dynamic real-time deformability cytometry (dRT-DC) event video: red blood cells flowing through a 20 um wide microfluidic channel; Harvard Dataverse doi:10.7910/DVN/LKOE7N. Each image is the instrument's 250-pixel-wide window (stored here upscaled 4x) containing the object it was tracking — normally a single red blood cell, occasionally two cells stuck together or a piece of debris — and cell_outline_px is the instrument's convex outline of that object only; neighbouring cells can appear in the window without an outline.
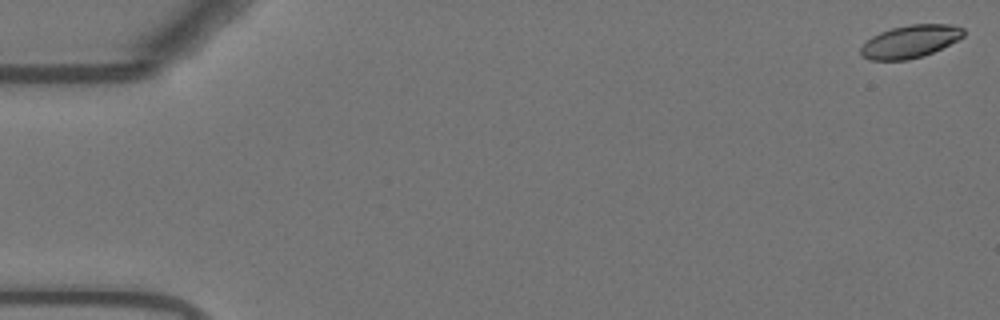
{"species": "Egyptian fruit bat (a non-hibernating species)", "species_latin": "Rousettus aegyptiacus", "temperature_condition": "warm", "stored_images_in_passage": 56, "camera_frame_rate_fps": 3000, "um_per_image_px": 0.085, "animal": {"sex": "female"}, "frame": {"image": 1, "passage_image": 1, "time_ms": 0.0, "image_size_px": [1000, 320], "cell_outline_px": [[964, 36], [924, 56], [908, 60], [868, 60], [860, 56], [860, 48], [872, 36], [880, 32], [892, 28], [908, 24], [952, 24], [964, 28]], "centroid_in_image_um": [77.34, 3.53], "position_along_channel_um": 7.7, "area_um2": 19.59}}
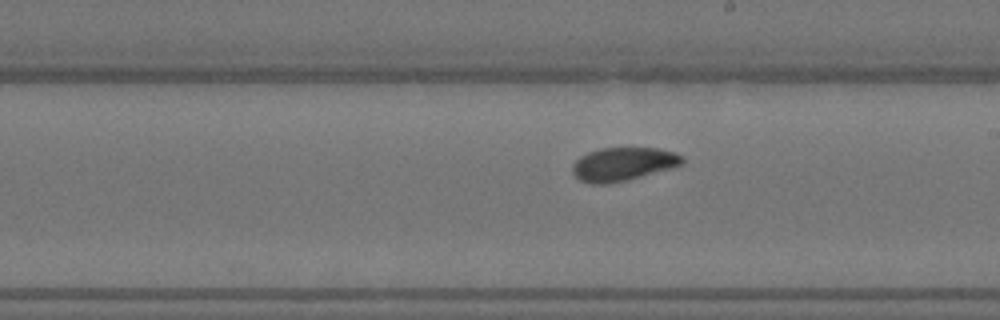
{"frame": {"image": 2, "passage_image": 32, "time_ms": 10.333, "image_size_px": [1000, 320], "cell_outline_px": [[684, 160], [680, 164], [672, 168], [628, 180], [608, 184], [588, 184], [580, 180], [572, 172], [572, 164], [580, 156], [588, 152], [600, 148], [660, 148], [676, 152], [684, 156]], "centroid_in_image_um": [52.96, 13.95], "position_along_channel_um": 236.0, "area_um2": 21.62}}
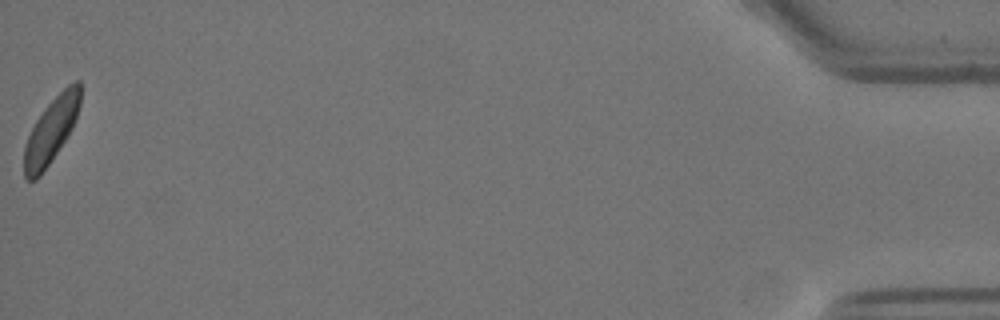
{"frame": {"image": 3, "passage_image": 56, "time_ms": 18.333, "image_size_px": [1000, 320], "cell_outline_px": [[80, 104], [72, 128], [40, 176], [36, 180], [28, 180], [24, 176], [24, 148], [28, 136], [36, 120], [44, 108], [68, 84], [76, 80], [80, 80]], "centroid_in_image_um": [4.33, 11.08], "position_along_channel_um": 430.9, "area_um2": 20.75}, "authors_computed_cell_mechanics": {"area_um2": 21.1259, "velocity_mm_per_s": 3.6564, "shape_relaxation_time_tau1_ms": 2.421, "shape_relaxation_time_tau2_ms": null, "deformation_change_tau1": 0.1025, "deformation_change_tau2": null}}